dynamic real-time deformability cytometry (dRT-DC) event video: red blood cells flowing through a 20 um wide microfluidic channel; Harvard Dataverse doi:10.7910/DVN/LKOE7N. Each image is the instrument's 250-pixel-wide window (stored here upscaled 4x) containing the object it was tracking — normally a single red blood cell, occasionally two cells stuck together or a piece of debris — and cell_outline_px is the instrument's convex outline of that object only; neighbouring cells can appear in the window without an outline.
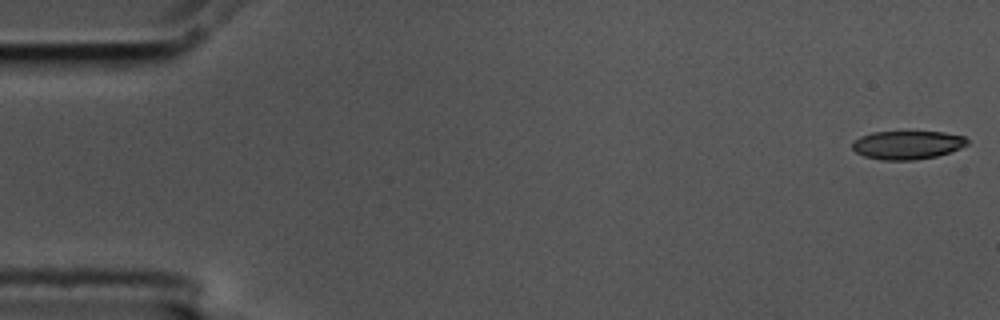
{"species": "common noctule bat (a hibernating species)", "species_latin": "Nyctalus noctula", "temperature_condition": "cold", "stored_images_in_passage": 56, "camera_frame_rate_fps": 3000, "um_per_image_px": 0.085, "animal": {"sex": "male", "body_mass_g": 17.5, "forearm_length_mm": 52.3}, "frame": {"image": 1, "passage_image": 1, "time_ms": 0.0, "image_size_px": [1000, 320], "cell_outline_px": [[968, 144], [960, 148], [936, 156], [916, 160], [880, 160], [864, 156], [856, 152], [852, 148], [852, 144], [860, 136], [872, 132], [944, 132], [964, 136], [968, 140]], "centroid_in_image_um": [77.12, 12.32], "position_along_channel_um": 7.9, "area_um2": 19.02}}
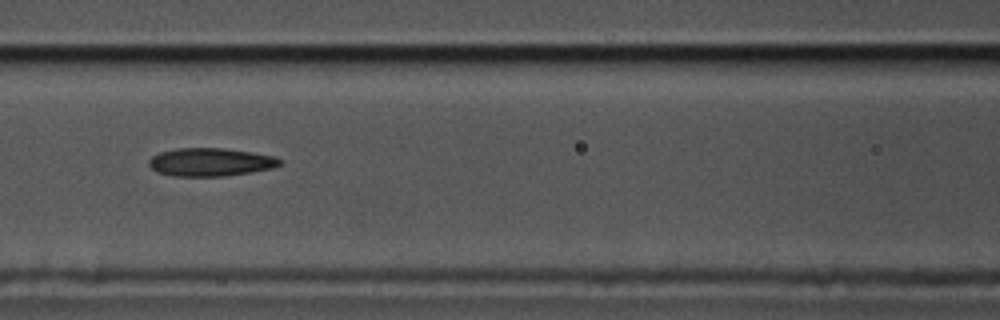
{"frame": {"image": 2, "passage_image": 24, "time_ms": 7.667, "image_size_px": [1000, 320], "cell_outline_px": [[280, 164], [276, 168], [252, 172], [224, 176], [172, 176], [156, 172], [148, 164], [148, 160], [152, 156], [160, 152], [176, 148], [224, 148], [252, 152], [276, 156], [280, 160]], "centroid_in_image_um": [17.89, 13.78], "position_along_channel_um": 148.7, "area_um2": 21.68}}
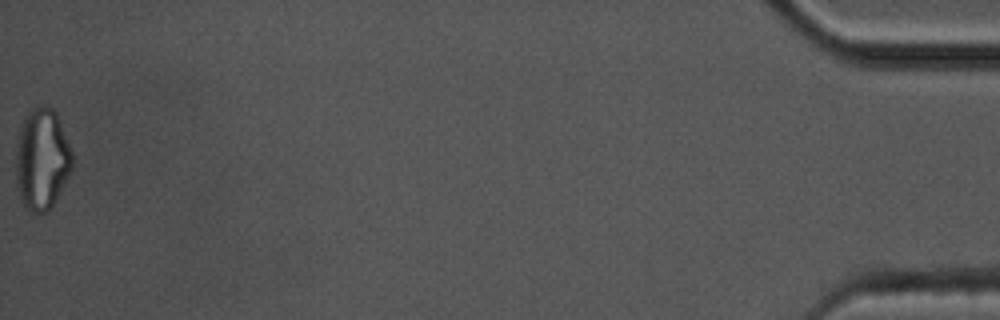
{"frame": {"image": 3, "passage_image": 56, "time_ms": 18.333, "image_size_px": [1000, 320], "cell_outline_px": [[72, 168], [64, 184], [48, 212], [32, 212], [20, 200], [16, 180], [16, 144], [20, 128], [24, 116], [32, 108], [40, 104], [44, 104], [52, 108], [56, 112], [60, 120], [72, 152]], "centroid_in_image_um": [3.55, 13.48], "position_along_channel_um": 431.6, "area_um2": 33.41}, "authors_computed_cell_mechanics": {"area_um2": 21.4727, "velocity_mm_per_s": 3.6005, "shape_relaxation_time_tau1_ms": null, "shape_relaxation_time_tau2_ms": 6.8806, "deformation_change_tau1": null, "deformation_change_tau2": 0.1707}}